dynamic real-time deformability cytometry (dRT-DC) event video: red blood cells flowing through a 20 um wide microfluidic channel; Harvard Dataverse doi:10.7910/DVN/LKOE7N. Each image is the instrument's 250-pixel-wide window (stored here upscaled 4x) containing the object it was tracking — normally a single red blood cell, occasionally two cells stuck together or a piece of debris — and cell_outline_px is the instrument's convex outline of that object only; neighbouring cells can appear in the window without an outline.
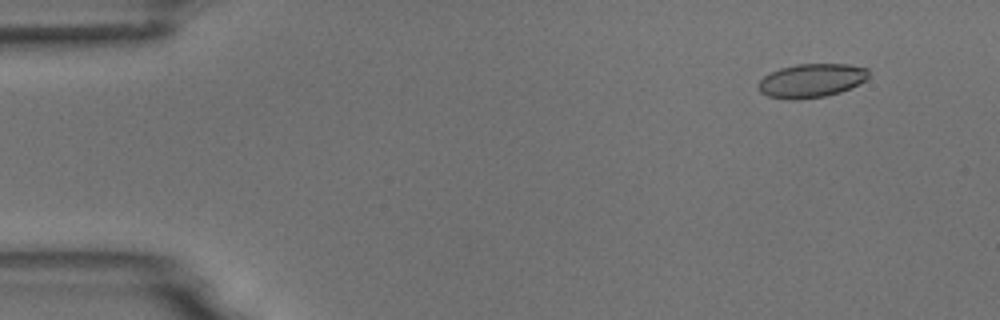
{"species": "common noctule bat (a hibernating species)", "species_latin": "Nyctalus noctula", "temperature_condition": "room temperature", "stored_images_in_passage": 5, "camera_frame_rate_fps": 3000, "um_per_image_px": 0.085, "animal": {"sex": "male", "body_mass_g": 18.8}, "frame": {"image": 1, "passage_image": 2, "time_ms": 0.333, "image_size_px": [1000, 320], "cell_outline_px": [[868, 76], [864, 80], [840, 92], [824, 96], [796, 100], [788, 100], [768, 96], [760, 92], [756, 88], [756, 84], [764, 76], [780, 68], [796, 64], [848, 64], [868, 68]], "centroid_in_image_um": [68.9, 6.85], "position_along_channel_um": 16.1, "area_um2": 21.68}}
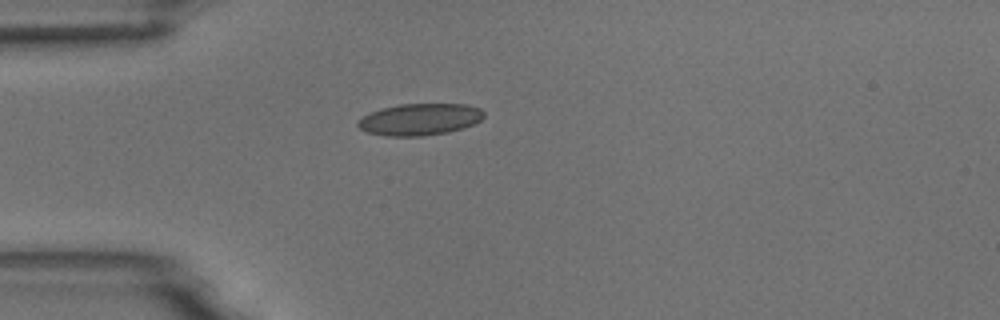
{"frame": {"image": 2, "passage_image": 5, "time_ms": 1.333, "image_size_px": [1000, 320], "cell_outline_px": [[484, 116], [480, 120], [464, 128], [448, 132], [424, 136], [388, 136], [368, 132], [360, 128], [356, 124], [368, 112], [380, 108], [400, 104], [468, 104], [480, 108], [484, 112]], "centroid_in_image_um": [35.69, 10.14], "position_along_channel_um": 49.3, "area_um2": 23.35}}